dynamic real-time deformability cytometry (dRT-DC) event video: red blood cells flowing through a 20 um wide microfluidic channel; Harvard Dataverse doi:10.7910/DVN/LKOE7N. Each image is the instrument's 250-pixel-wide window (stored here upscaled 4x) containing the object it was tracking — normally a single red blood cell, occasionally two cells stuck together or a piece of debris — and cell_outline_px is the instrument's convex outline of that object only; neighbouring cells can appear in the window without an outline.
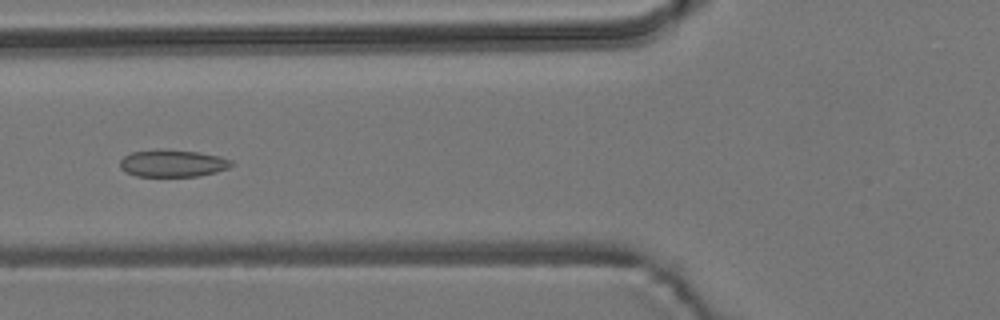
{"species": "common noctule bat (a hibernating species)", "species_latin": "Nyctalus noctula", "temperature_condition": "room temperature", "stored_images_in_passage": 51, "camera_frame_rate_fps": 3000, "um_per_image_px": 0.085, "animal": {"sex": "male", "body_mass_g": 19.2, "forearm_length_mm": 51.8}, "frame": {"image": 1, "passage_image": 17, "time_ms": 5.333, "image_size_px": [1000, 320], "cell_outline_px": [[232, 164], [228, 168], [216, 172], [196, 176], [136, 176], [124, 172], [120, 168], [120, 160], [124, 156], [132, 152], [196, 152], [220, 156], [232, 160]], "centroid_in_image_um": [14.68, 13.93], "position_along_channel_um": 111.1, "area_um2": 16.82}}
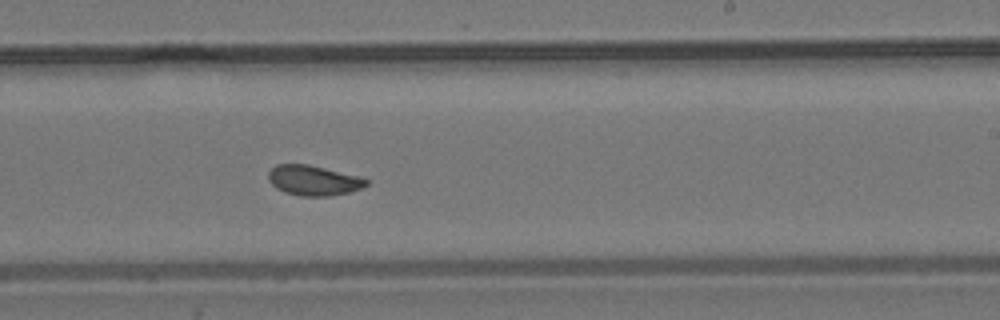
{"frame": {"image": 2, "passage_image": 29, "time_ms": 9.333, "image_size_px": [1000, 320], "cell_outline_px": [[368, 184], [360, 188], [348, 192], [328, 196], [300, 196], [284, 192], [276, 188], [268, 180], [268, 172], [276, 164], [308, 164], [360, 176], [368, 180]], "centroid_in_image_um": [26.62, 15.33], "position_along_channel_um": 262.4, "area_um2": 17.17}}
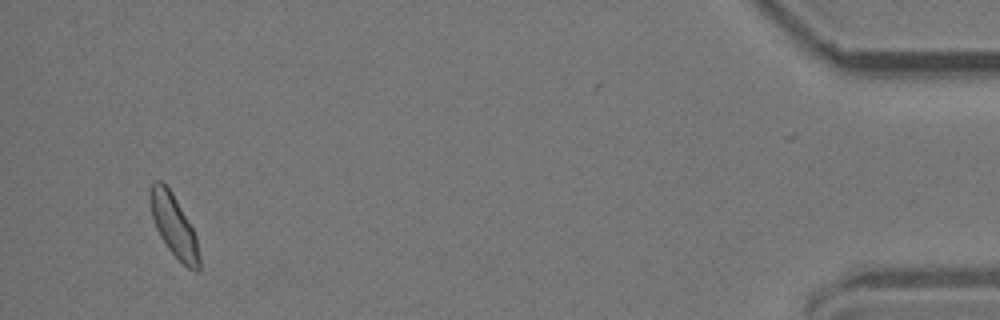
{"frame": {"image": 3, "passage_image": 48, "time_ms": 15.667, "image_size_px": [1000, 320], "cell_outline_px": [[200, 268], [196, 272], [188, 268], [168, 248], [160, 236], [156, 228], [152, 216], [152, 184], [156, 180], [160, 180], [172, 192], [192, 228], [196, 236], [200, 256]], "centroid_in_image_um": [14.83, 19.25], "position_along_channel_um": 420.4, "area_um2": 17.05}, "authors_computed_cell_mechanics": {"area_um2": 17.629, "velocity_mm_per_s": 3.7785, "shape_relaxation_time_tau1_ms": null, "shape_relaxation_time_tau2_ms": 1.4085, "deformation_change_tau1": null, "deformation_change_tau2": 0.068}}